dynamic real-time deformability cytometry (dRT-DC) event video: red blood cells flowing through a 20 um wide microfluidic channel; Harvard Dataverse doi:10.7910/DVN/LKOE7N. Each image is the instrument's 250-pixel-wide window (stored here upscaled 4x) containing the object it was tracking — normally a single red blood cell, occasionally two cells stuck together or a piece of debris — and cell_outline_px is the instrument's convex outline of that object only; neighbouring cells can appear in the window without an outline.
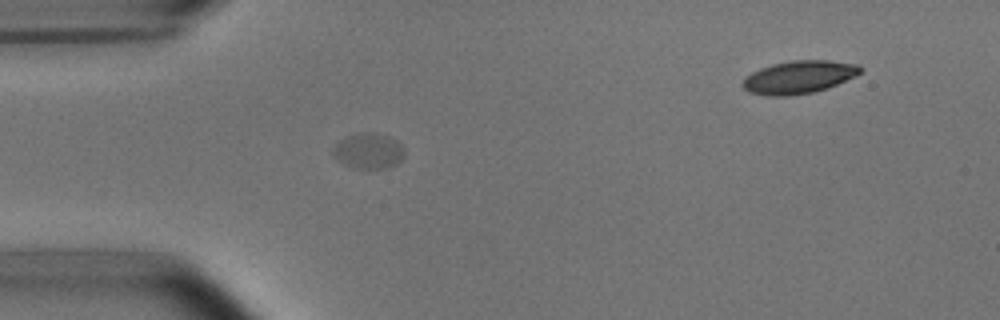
{"species": "common noctule bat (a hibernating species)", "species_latin": "Nyctalus noctula", "temperature_condition": "room temperature", "stored_images_in_passage": 36, "segment_of_instrument_passage": [1, 2], "camera_frame_rate_fps": 3000, "um_per_image_px": 0.085, "animal": {"sex": "male", "body_mass_g": 15.6}, "frame": {"image": 1, "passage_image": 1, "time_ms": 0.0, "image_size_px": [1000, 320], "cell_outline_px": [[404, 156], [396, 164], [384, 168], [356, 168], [344, 164], [332, 156], [332, 152], [336, 144], [340, 140], [348, 136], [364, 132], [376, 132], [388, 136], [396, 140], [404, 148]], "centroid_in_image_um": [31.33, 12.82], "position_along_channel_um": 53.7, "area_um2": 14.68}}
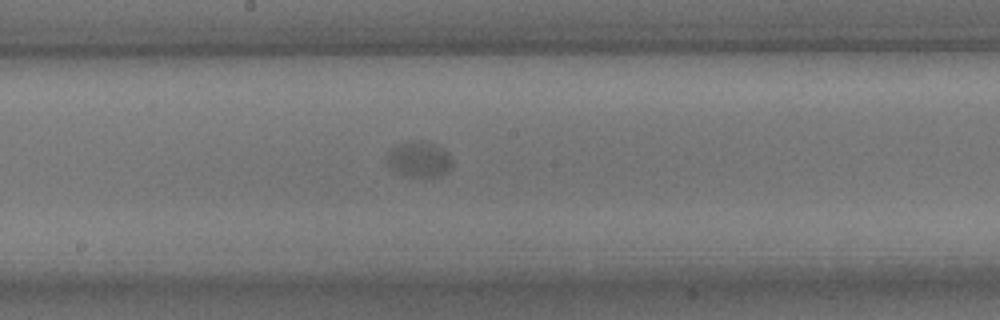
{"frame": {"image": 2, "passage_image": 14, "time_ms": 4.333, "image_size_px": [1000, 320], "cell_outline_px": [[452, 164], [448, 172], [440, 176], [408, 176], [392, 168], [388, 164], [388, 152], [396, 144], [412, 140], [420, 140], [432, 144], [448, 152], [452, 160]], "centroid_in_image_um": [35.65, 13.52], "position_along_channel_um": 212.6, "area_um2": 13.29}}
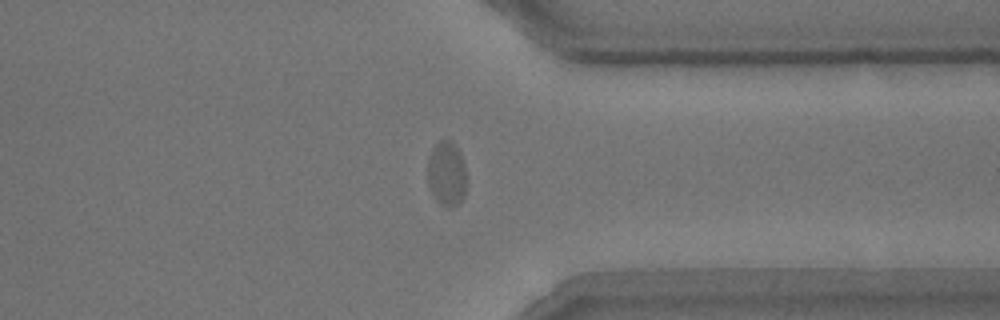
{"frame": {"image": 3, "passage_image": 27, "time_ms": 8.667, "image_size_px": [1000, 320], "cell_outline_px": [[464, 196], [460, 204], [452, 208], [448, 208], [440, 204], [436, 200], [428, 184], [428, 156], [432, 148], [440, 140], [452, 140], [460, 152], [464, 164]], "centroid_in_image_um": [37.95, 14.77], "position_along_channel_um": 373.5, "area_um2": 14.68}}